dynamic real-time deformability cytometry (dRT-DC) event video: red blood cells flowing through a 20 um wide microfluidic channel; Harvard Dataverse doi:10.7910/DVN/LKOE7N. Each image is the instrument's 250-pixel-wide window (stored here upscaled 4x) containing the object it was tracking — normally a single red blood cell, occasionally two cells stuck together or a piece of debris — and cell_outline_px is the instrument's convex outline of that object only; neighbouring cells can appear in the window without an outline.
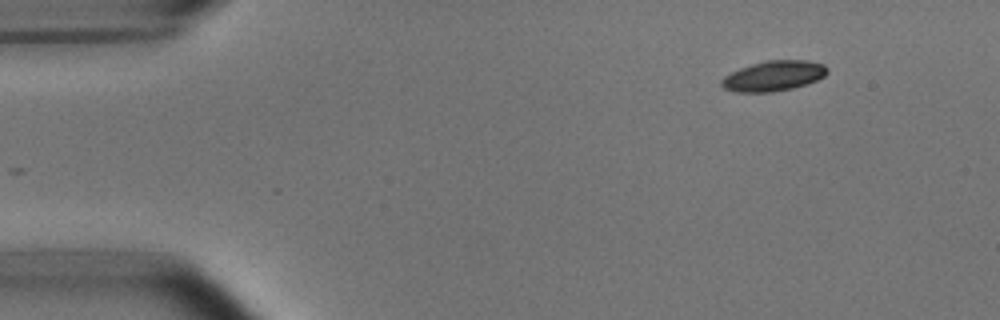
{"species": "common noctule bat (a hibernating species)", "species_latin": "Nyctalus noctula", "temperature_condition": "room temperature", "stored_images_in_passage": 6, "camera_frame_rate_fps": 3000, "um_per_image_px": 0.085, "animal": {"sex": "male", "body_mass_g": 15.6}, "frame": {"image": 1, "passage_image": 2, "time_ms": 0.333, "image_size_px": [1000, 320], "cell_outline_px": [[824, 72], [820, 76], [796, 84], [780, 88], [740, 88], [732, 84], [728, 80], [768, 64], [812, 64], [824, 68]], "centroid_in_image_um": [66.08, 6.46], "position_along_channel_um": 18.9, "area_um2": 11.85}}